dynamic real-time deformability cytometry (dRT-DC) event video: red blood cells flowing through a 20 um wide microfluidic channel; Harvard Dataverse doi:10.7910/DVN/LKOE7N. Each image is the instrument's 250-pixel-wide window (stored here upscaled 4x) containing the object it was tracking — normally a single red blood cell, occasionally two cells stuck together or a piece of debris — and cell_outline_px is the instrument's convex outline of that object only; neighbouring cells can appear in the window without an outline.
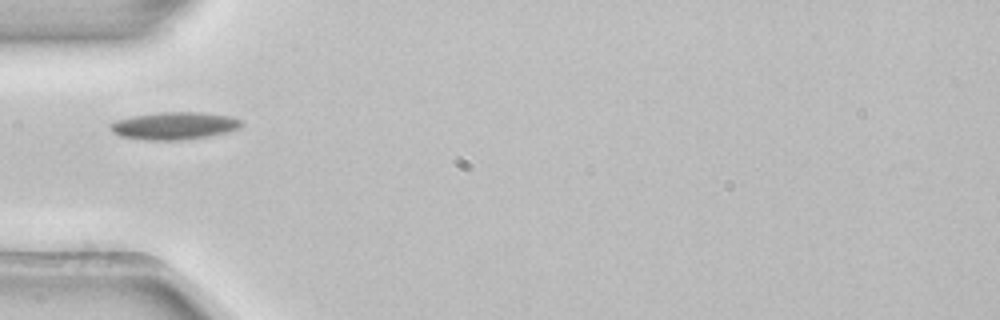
{"species": "common noctule bat (a hibernating species)", "species_latin": "Nyctalus noctula", "temperature_condition": "room temperature", "stored_images_in_passage": 7, "camera_frame_rate_fps": 3000, "um_per_image_px": 0.085, "animal": {"sex": "female", "body_mass_g": 22.7, "forearm_length_mm": 54.2}, "frame": {"image": 1, "passage_image": 4, "time_ms": 1.0, "image_size_px": [1000, 320], "cell_outline_px": [[244, 124], [228, 132], [208, 136], [180, 140], [148, 140], [120, 136], [112, 132], [108, 124], [116, 120], [132, 116], [160, 112], [204, 112], [232, 116], [240, 120]], "centroid_in_image_um": [14.8, 10.68], "position_along_channel_um": 70.2, "area_um2": 21.04}}